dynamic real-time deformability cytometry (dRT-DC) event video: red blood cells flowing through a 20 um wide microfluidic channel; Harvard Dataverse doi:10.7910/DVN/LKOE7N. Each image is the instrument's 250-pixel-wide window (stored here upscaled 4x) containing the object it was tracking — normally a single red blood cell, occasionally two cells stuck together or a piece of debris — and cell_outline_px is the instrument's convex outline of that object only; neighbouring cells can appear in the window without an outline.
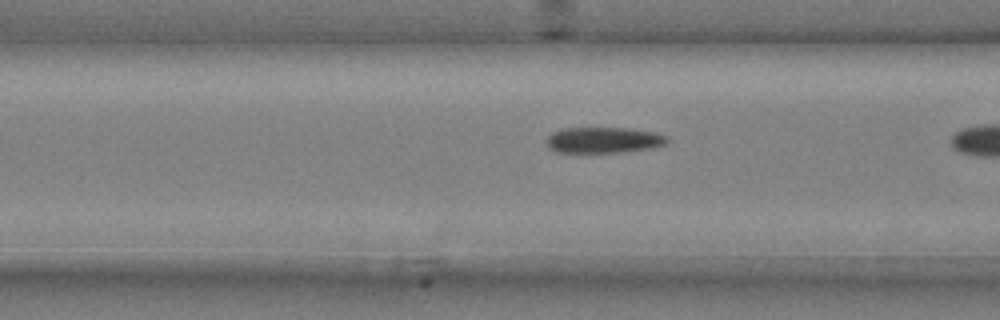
{"species": "common noctule bat (a hibernating species)", "species_latin": "Nyctalus noctula", "temperature_condition": "cold", "stored_images_in_passage": 7, "camera_frame_rate_fps": 3000, "um_per_image_px": 0.085, "animal": {"sex": "male", "body_mass_g": 20.4}, "frame": {"image": 1, "passage_image": 4, "time_ms": 1.0, "image_size_px": [1000, 320], "cell_outline_px": [[668, 140], [664, 144], [652, 148], [616, 152], [556, 152], [548, 144], [548, 136], [552, 132], [560, 128], [628, 128], [656, 132], [668, 136]], "centroid_in_image_um": [51.33, 11.89], "position_along_channel_um": 115.3, "area_um2": 18.03}}